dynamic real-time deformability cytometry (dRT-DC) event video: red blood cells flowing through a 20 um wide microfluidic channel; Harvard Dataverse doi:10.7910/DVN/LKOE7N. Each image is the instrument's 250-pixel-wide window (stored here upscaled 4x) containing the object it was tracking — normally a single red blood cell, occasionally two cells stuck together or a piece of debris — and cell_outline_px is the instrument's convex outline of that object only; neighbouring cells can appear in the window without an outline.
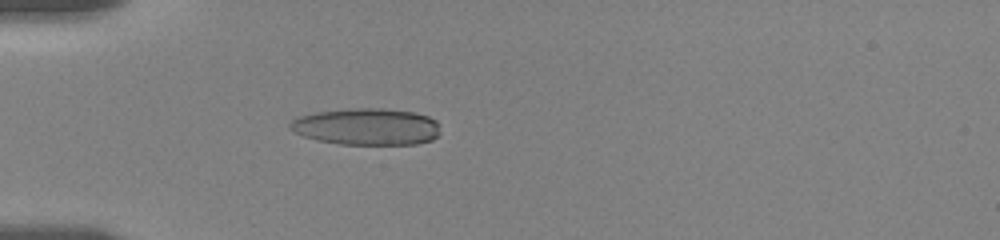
{"species": "human", "species_latin": "Homo sapiens", "temperature_condition": "room temperature", "stored_images_in_passage": 28, "camera_frame_rate_fps": 3000, "um_per_image_px": 0.085, "donor": {"sex": "female"}, "frame": {"image": 1, "passage_image": 7, "time_ms": 5.667, "image_size_px": [1000, 240], "cell_outline_px": [[440, 132], [432, 140], [416, 144], [340, 144], [316, 140], [292, 132], [288, 128], [288, 124], [292, 120], [300, 116], [316, 112], [360, 108], [380, 108], [412, 112], [428, 116], [436, 120], [440, 124]], "centroid_in_image_um": [31.17, 10.77], "position_along_channel_um": 53.8, "area_um2": 32.25}}
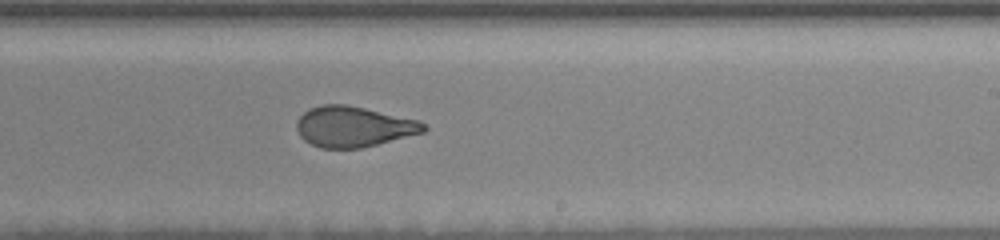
{"frame": {"image": 2, "passage_image": 15, "time_ms": 11.667, "image_size_px": [1000, 240], "cell_outline_px": [[428, 128], [424, 132], [360, 148], [320, 148], [304, 140], [300, 136], [296, 128], [296, 120], [308, 108], [320, 104], [344, 104], [364, 108], [420, 120]], "centroid_in_image_um": [30.02, 10.75], "position_along_channel_um": 259.0, "area_um2": 30.0}}
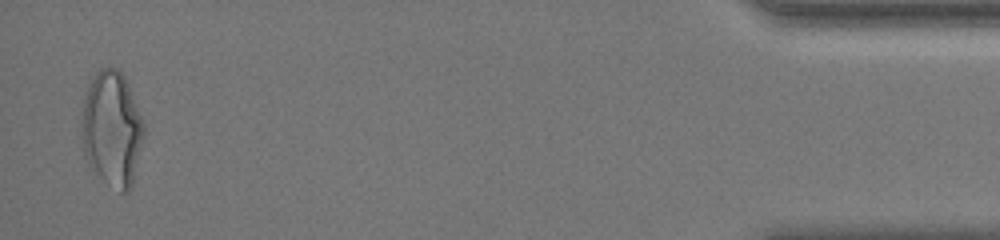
{"frame": {"image": 3, "passage_image": 28, "time_ms": 18.333, "image_size_px": [1000, 240], "cell_outline_px": [[144, 136], [132, 184], [128, 192], [120, 192], [104, 180], [88, 164], [84, 156], [84, 100], [88, 88], [96, 72], [100, 68], [116, 68], [124, 76], [128, 84], [144, 124]], "centroid_in_image_um": [9.55, 10.96], "position_along_channel_um": 425.6, "area_um2": 40.69}, "authors_computed_cell_mechanics": {"area_um2": 31.1542, "velocity_mm_per_s": 3.6222, "shape_relaxation_time_tau1_ms": 7.3759, "shape_relaxation_time_tau2_ms": 1.4068, "deformation_change_tau1": 0.2404, "deformation_change_tau2": 0.0811}}